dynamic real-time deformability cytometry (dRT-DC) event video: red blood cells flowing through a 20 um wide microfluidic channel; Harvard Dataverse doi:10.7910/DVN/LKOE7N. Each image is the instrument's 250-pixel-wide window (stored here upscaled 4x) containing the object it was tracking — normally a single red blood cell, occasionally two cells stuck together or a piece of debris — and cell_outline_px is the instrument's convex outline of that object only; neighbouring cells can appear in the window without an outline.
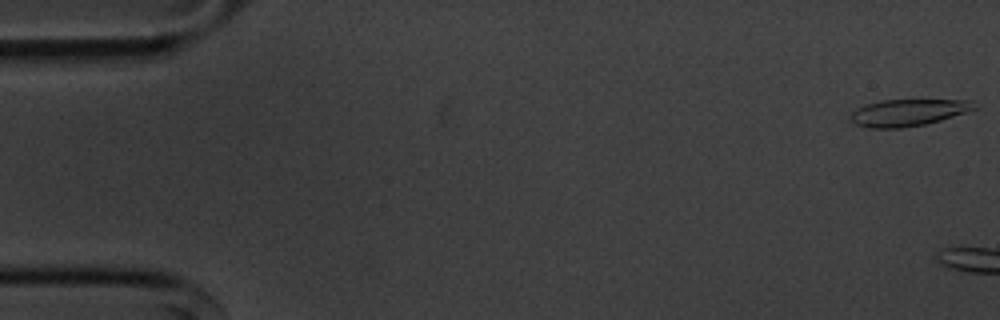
{"species": "common noctule bat (a hibernating species)", "species_latin": "Nyctalus noctula", "temperature_condition": "cold", "stored_images_in_passage": 4, "camera_frame_rate_fps": 3000, "um_per_image_px": 0.085, "animal": {"sex": "male", "body_mass_g": 20.1, "forearm_length_mm": 53.5}, "frame": {"image": 1, "passage_image": 1, "time_ms": 0.0, "image_size_px": [1000, 320], "cell_outline_px": [[976, 108], [940, 120], [924, 124], [900, 128], [868, 128], [856, 124], [852, 120], [852, 112], [856, 108], [880, 100], [972, 100]], "centroid_in_image_um": [77.16, 9.56], "position_along_channel_um": 7.8, "area_um2": 18.96}}